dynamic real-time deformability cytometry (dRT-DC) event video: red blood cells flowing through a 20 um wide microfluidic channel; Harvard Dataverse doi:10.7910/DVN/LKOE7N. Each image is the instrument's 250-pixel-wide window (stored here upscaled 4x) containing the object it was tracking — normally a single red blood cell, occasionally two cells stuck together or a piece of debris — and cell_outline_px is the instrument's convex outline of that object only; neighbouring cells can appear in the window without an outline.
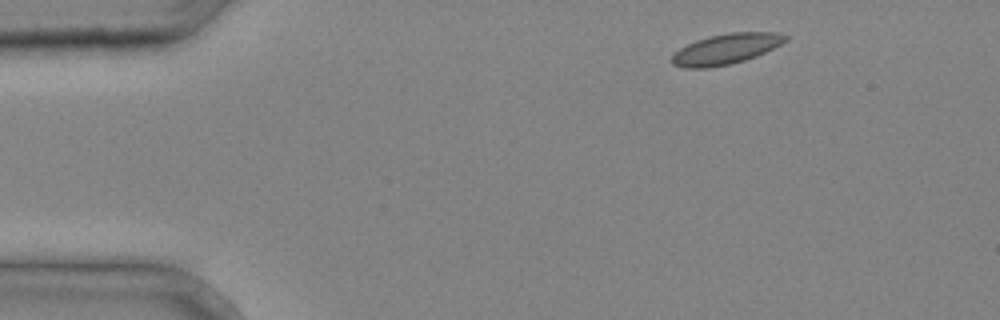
{"species": "common noctule bat (a hibernating species)", "species_latin": "Nyctalus noctula", "temperature_condition": "cold", "stored_images_in_passage": 3, "camera_frame_rate_fps": 3000, "um_per_image_px": 0.085, "animal": {"sex": "male", "body_mass_g": 20.4}, "frame": {"image": 1, "passage_image": 1, "time_ms": 0.0, "image_size_px": [1000, 320], "cell_outline_px": [[788, 40], [756, 56], [732, 64], [708, 68], [684, 68], [672, 64], [668, 60], [680, 48], [696, 40], [728, 32], [776, 32], [788, 36]], "centroid_in_image_um": [61.68, 4.17], "position_along_channel_um": 23.3, "area_um2": 20.11}}
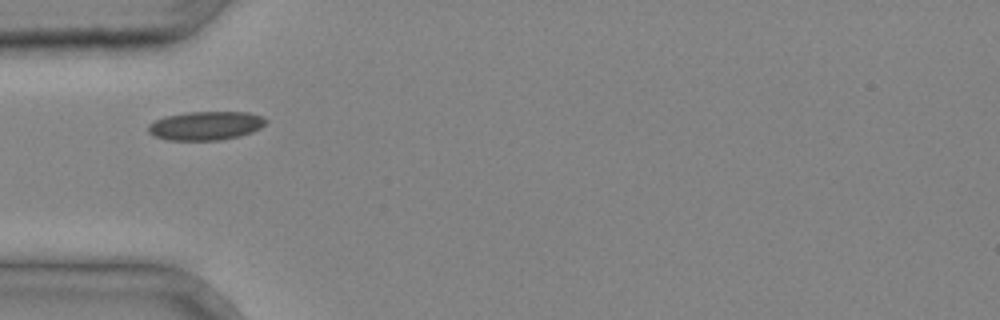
{"frame": {"image": 2, "passage_image": 3, "time_ms": 0.667, "image_size_px": [1000, 320], "cell_outline_px": [[268, 120], [260, 128], [252, 132], [240, 136], [220, 140], [164, 140], [152, 136], [148, 132], [148, 124], [164, 116], [188, 112], [248, 112], [264, 116]], "centroid_in_image_um": [17.47, 10.69], "position_along_channel_um": 67.5, "area_um2": 19.94}}